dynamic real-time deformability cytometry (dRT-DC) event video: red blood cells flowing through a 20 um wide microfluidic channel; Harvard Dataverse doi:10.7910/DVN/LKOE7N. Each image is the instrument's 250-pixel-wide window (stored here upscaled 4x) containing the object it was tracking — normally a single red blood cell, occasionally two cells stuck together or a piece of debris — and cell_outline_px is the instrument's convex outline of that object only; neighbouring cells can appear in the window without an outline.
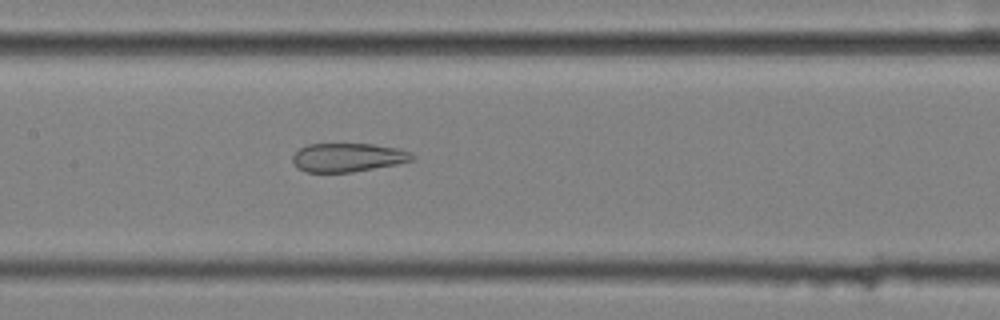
{"species": "common noctule bat (a hibernating species)", "species_latin": "Nyctalus noctula", "temperature_condition": "cold", "stored_images_in_passage": 57, "segment_of_instrument_passage": [2, 2], "camera_frame_rate_fps": 3000, "um_per_image_px": 0.085, "animal": {"sex": "female", "body_mass_g": 25.1}, "frame": {"image": 1, "passage_image": 28, "time_ms": 9.0, "image_size_px": [1000, 320], "cell_outline_px": [[416, 156], [412, 160], [396, 164], [352, 172], [308, 172], [300, 168], [292, 160], [292, 156], [300, 148], [308, 144], [372, 144], [396, 148], [412, 152]], "centroid_in_image_um": [29.59, 13.37], "position_along_channel_um": 177.8, "area_um2": 19.77}}
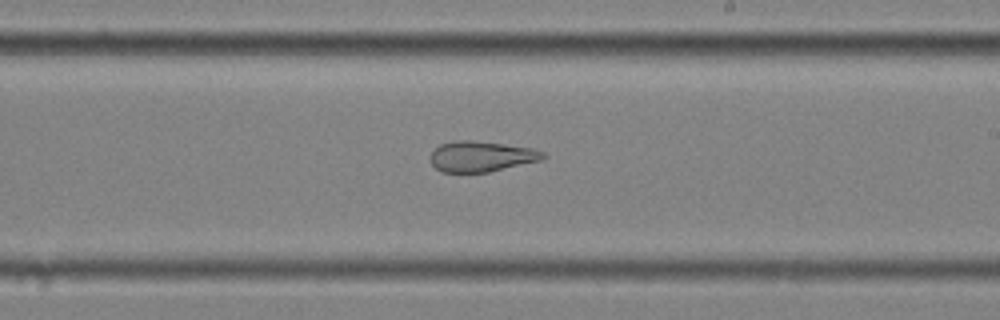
{"frame": {"image": 2, "passage_image": 34, "time_ms": 11.0, "image_size_px": [1000, 320], "cell_outline_px": [[548, 156], [540, 160], [488, 172], [440, 172], [432, 164], [432, 152], [440, 144], [456, 140], [472, 140], [504, 144], [532, 148], [544, 152]], "centroid_in_image_um": [40.92, 13.29], "position_along_channel_um": 248.1, "area_um2": 19.88}}
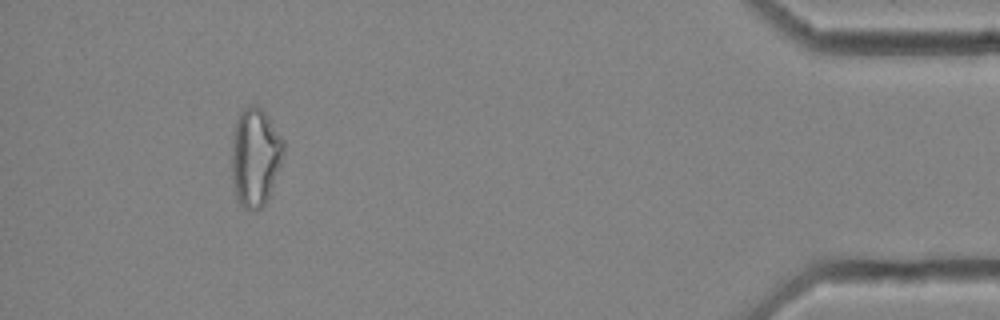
{"frame": {"image": 3, "passage_image": 53, "time_ms": 17.333, "image_size_px": [1000, 320], "cell_outline_px": [[284, 152], [268, 200], [256, 212], [244, 208], [236, 200], [232, 180], [232, 140], [236, 120], [240, 112], [244, 108], [252, 104], [256, 104], [268, 116], [284, 140]], "centroid_in_image_um": [21.68, 13.37], "position_along_channel_um": 413.5, "area_um2": 29.94}}